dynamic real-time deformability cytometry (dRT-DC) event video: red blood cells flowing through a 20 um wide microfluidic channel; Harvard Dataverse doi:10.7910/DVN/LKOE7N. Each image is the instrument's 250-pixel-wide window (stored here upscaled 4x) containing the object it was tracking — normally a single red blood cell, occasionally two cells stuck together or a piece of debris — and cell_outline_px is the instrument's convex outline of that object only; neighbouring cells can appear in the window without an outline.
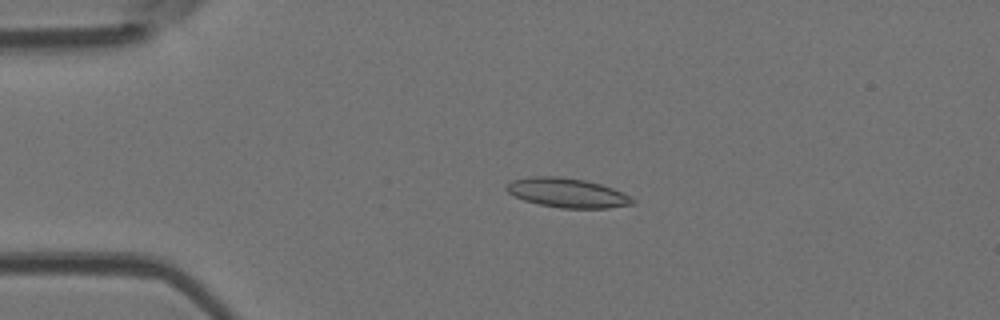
{"species": "Egyptian fruit bat (a non-hibernating species)", "species_latin": "Rousettus aegyptiacus", "temperature_condition": "room temperature", "stored_images_in_passage": 4, "camera_frame_rate_fps": 3000, "um_per_image_px": 0.085, "animal": {"sex": "female"}, "frame": {"image": 1, "passage_image": 3, "time_ms": 0.667, "image_size_px": [1000, 320], "cell_outline_px": [[636, 200], [632, 204], [608, 208], [560, 208], [540, 204], [524, 200], [508, 192], [504, 188], [512, 180], [528, 176], [556, 176], [584, 180], [600, 184], [612, 188]], "centroid_in_image_um": [48.18, 16.38], "position_along_channel_um": 36.8, "area_um2": 21.33}}